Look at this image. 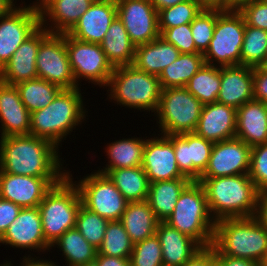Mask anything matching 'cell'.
<instances>
[{"instance_id":"6da1fadb","label":"cell","mask_w":267,"mask_h":266,"mask_svg":"<svg viewBox=\"0 0 267 266\" xmlns=\"http://www.w3.org/2000/svg\"><path fill=\"white\" fill-rule=\"evenodd\" d=\"M60 149L47 139L27 135L0 138V173L33 177H65ZM61 157V158H60Z\"/></svg>"},{"instance_id":"7a4b0ae2","label":"cell","mask_w":267,"mask_h":266,"mask_svg":"<svg viewBox=\"0 0 267 266\" xmlns=\"http://www.w3.org/2000/svg\"><path fill=\"white\" fill-rule=\"evenodd\" d=\"M83 93L81 87L63 89L48 106L33 111L29 134L47 139L60 149L68 135L89 119Z\"/></svg>"},{"instance_id":"3957f363","label":"cell","mask_w":267,"mask_h":266,"mask_svg":"<svg viewBox=\"0 0 267 266\" xmlns=\"http://www.w3.org/2000/svg\"><path fill=\"white\" fill-rule=\"evenodd\" d=\"M198 182L204 188L215 221L254 216L259 190L248 174L200 178Z\"/></svg>"},{"instance_id":"277c9868","label":"cell","mask_w":267,"mask_h":266,"mask_svg":"<svg viewBox=\"0 0 267 266\" xmlns=\"http://www.w3.org/2000/svg\"><path fill=\"white\" fill-rule=\"evenodd\" d=\"M104 88L108 101L120 108L146 114L151 111L150 117L158 110L162 91L158 76L140 71L133 65L115 67Z\"/></svg>"},{"instance_id":"5b68a950","label":"cell","mask_w":267,"mask_h":266,"mask_svg":"<svg viewBox=\"0 0 267 266\" xmlns=\"http://www.w3.org/2000/svg\"><path fill=\"white\" fill-rule=\"evenodd\" d=\"M212 245L223 255L262 264L267 254V230L253 216L220 219Z\"/></svg>"},{"instance_id":"8992f818","label":"cell","mask_w":267,"mask_h":266,"mask_svg":"<svg viewBox=\"0 0 267 266\" xmlns=\"http://www.w3.org/2000/svg\"><path fill=\"white\" fill-rule=\"evenodd\" d=\"M165 222L201 247L212 245L216 221L210 213L204 188L198 181H192L182 191L173 213Z\"/></svg>"},{"instance_id":"52a82bcc","label":"cell","mask_w":267,"mask_h":266,"mask_svg":"<svg viewBox=\"0 0 267 266\" xmlns=\"http://www.w3.org/2000/svg\"><path fill=\"white\" fill-rule=\"evenodd\" d=\"M81 205L79 189L68 175L47 192L38 208L44 238L50 246L64 232L75 227Z\"/></svg>"},{"instance_id":"ba28073f","label":"cell","mask_w":267,"mask_h":266,"mask_svg":"<svg viewBox=\"0 0 267 266\" xmlns=\"http://www.w3.org/2000/svg\"><path fill=\"white\" fill-rule=\"evenodd\" d=\"M203 104L185 87L162 89L153 120L163 135L194 132ZM156 117V118H155Z\"/></svg>"},{"instance_id":"9c48e42d","label":"cell","mask_w":267,"mask_h":266,"mask_svg":"<svg viewBox=\"0 0 267 266\" xmlns=\"http://www.w3.org/2000/svg\"><path fill=\"white\" fill-rule=\"evenodd\" d=\"M245 24L238 9L223 10L217 16L213 38L203 54L205 64L217 67L241 65Z\"/></svg>"},{"instance_id":"30bf717a","label":"cell","mask_w":267,"mask_h":266,"mask_svg":"<svg viewBox=\"0 0 267 266\" xmlns=\"http://www.w3.org/2000/svg\"><path fill=\"white\" fill-rule=\"evenodd\" d=\"M67 175L78 187L85 208L108 221L120 220L128 201L107 175L93 170L82 179L76 176L78 181L74 180L70 169L67 170Z\"/></svg>"},{"instance_id":"8fae6325","label":"cell","mask_w":267,"mask_h":266,"mask_svg":"<svg viewBox=\"0 0 267 266\" xmlns=\"http://www.w3.org/2000/svg\"><path fill=\"white\" fill-rule=\"evenodd\" d=\"M66 48L76 84L82 80L104 89L114 67L108 61L100 44L80 41L66 33Z\"/></svg>"},{"instance_id":"7c38bea8","label":"cell","mask_w":267,"mask_h":266,"mask_svg":"<svg viewBox=\"0 0 267 266\" xmlns=\"http://www.w3.org/2000/svg\"><path fill=\"white\" fill-rule=\"evenodd\" d=\"M38 78L62 89L79 87L71 69L66 48V33H50L41 43L36 58Z\"/></svg>"},{"instance_id":"4fadbf2b","label":"cell","mask_w":267,"mask_h":266,"mask_svg":"<svg viewBox=\"0 0 267 266\" xmlns=\"http://www.w3.org/2000/svg\"><path fill=\"white\" fill-rule=\"evenodd\" d=\"M1 245L25 250V252L28 250L27 254H24L25 256H35L33 254L35 252L39 256L46 252L50 254L51 246L44 238L39 208H22L16 219L11 222L7 231L0 238ZM30 251H33V253Z\"/></svg>"},{"instance_id":"5bb4252c","label":"cell","mask_w":267,"mask_h":266,"mask_svg":"<svg viewBox=\"0 0 267 266\" xmlns=\"http://www.w3.org/2000/svg\"><path fill=\"white\" fill-rule=\"evenodd\" d=\"M19 4L0 17V70L18 47L41 26L39 12L21 2Z\"/></svg>"},{"instance_id":"9a60e30c","label":"cell","mask_w":267,"mask_h":266,"mask_svg":"<svg viewBox=\"0 0 267 266\" xmlns=\"http://www.w3.org/2000/svg\"><path fill=\"white\" fill-rule=\"evenodd\" d=\"M116 4L117 16L135 46L160 36L158 11L149 0H116Z\"/></svg>"},{"instance_id":"2e32d148","label":"cell","mask_w":267,"mask_h":266,"mask_svg":"<svg viewBox=\"0 0 267 266\" xmlns=\"http://www.w3.org/2000/svg\"><path fill=\"white\" fill-rule=\"evenodd\" d=\"M141 166L147 175L149 183L187 178L178 168L172 144V135L158 134V132L156 134L155 131L150 137L148 135Z\"/></svg>"},{"instance_id":"e0dca14e","label":"cell","mask_w":267,"mask_h":266,"mask_svg":"<svg viewBox=\"0 0 267 266\" xmlns=\"http://www.w3.org/2000/svg\"><path fill=\"white\" fill-rule=\"evenodd\" d=\"M251 147L243 140L232 138L213 144L209 162L200 178H216L248 174Z\"/></svg>"},{"instance_id":"ac0fdd59","label":"cell","mask_w":267,"mask_h":266,"mask_svg":"<svg viewBox=\"0 0 267 266\" xmlns=\"http://www.w3.org/2000/svg\"><path fill=\"white\" fill-rule=\"evenodd\" d=\"M63 178L0 173V197L21 208L38 207L47 192Z\"/></svg>"},{"instance_id":"d6986e66","label":"cell","mask_w":267,"mask_h":266,"mask_svg":"<svg viewBox=\"0 0 267 266\" xmlns=\"http://www.w3.org/2000/svg\"><path fill=\"white\" fill-rule=\"evenodd\" d=\"M172 144L180 172L191 181H199L214 143L190 132L172 135Z\"/></svg>"},{"instance_id":"ffe728a7","label":"cell","mask_w":267,"mask_h":266,"mask_svg":"<svg viewBox=\"0 0 267 266\" xmlns=\"http://www.w3.org/2000/svg\"><path fill=\"white\" fill-rule=\"evenodd\" d=\"M50 32L40 26L14 52L0 70V81L10 85L38 78L36 58L40 43Z\"/></svg>"},{"instance_id":"44dd1931","label":"cell","mask_w":267,"mask_h":266,"mask_svg":"<svg viewBox=\"0 0 267 266\" xmlns=\"http://www.w3.org/2000/svg\"><path fill=\"white\" fill-rule=\"evenodd\" d=\"M237 109L219 102L203 105L194 131L213 143L235 138Z\"/></svg>"},{"instance_id":"7402d4cb","label":"cell","mask_w":267,"mask_h":266,"mask_svg":"<svg viewBox=\"0 0 267 266\" xmlns=\"http://www.w3.org/2000/svg\"><path fill=\"white\" fill-rule=\"evenodd\" d=\"M30 119L16 85L0 81V138L29 134Z\"/></svg>"},{"instance_id":"603a6c76","label":"cell","mask_w":267,"mask_h":266,"mask_svg":"<svg viewBox=\"0 0 267 266\" xmlns=\"http://www.w3.org/2000/svg\"><path fill=\"white\" fill-rule=\"evenodd\" d=\"M116 16V0L92 3L68 34L80 41L101 44Z\"/></svg>"},{"instance_id":"cb8c5ba5","label":"cell","mask_w":267,"mask_h":266,"mask_svg":"<svg viewBox=\"0 0 267 266\" xmlns=\"http://www.w3.org/2000/svg\"><path fill=\"white\" fill-rule=\"evenodd\" d=\"M253 67H221V84L217 102L238 109L253 100Z\"/></svg>"},{"instance_id":"d4e9b609","label":"cell","mask_w":267,"mask_h":266,"mask_svg":"<svg viewBox=\"0 0 267 266\" xmlns=\"http://www.w3.org/2000/svg\"><path fill=\"white\" fill-rule=\"evenodd\" d=\"M89 0H51L40 11V24L50 33H68L91 6Z\"/></svg>"},{"instance_id":"484cf974","label":"cell","mask_w":267,"mask_h":266,"mask_svg":"<svg viewBox=\"0 0 267 266\" xmlns=\"http://www.w3.org/2000/svg\"><path fill=\"white\" fill-rule=\"evenodd\" d=\"M235 137L249 147L267 143V103L251 100L237 109Z\"/></svg>"},{"instance_id":"4316f807","label":"cell","mask_w":267,"mask_h":266,"mask_svg":"<svg viewBox=\"0 0 267 266\" xmlns=\"http://www.w3.org/2000/svg\"><path fill=\"white\" fill-rule=\"evenodd\" d=\"M156 235L160 240L164 266H182L201 248L191 237L166 222L158 223Z\"/></svg>"},{"instance_id":"83f0119b","label":"cell","mask_w":267,"mask_h":266,"mask_svg":"<svg viewBox=\"0 0 267 266\" xmlns=\"http://www.w3.org/2000/svg\"><path fill=\"white\" fill-rule=\"evenodd\" d=\"M142 136H131L129 138H122L107 143L103 148L106 156V165L98 166V173L105 174L108 170L120 169V168H133L142 165L143 152L146 144V139Z\"/></svg>"},{"instance_id":"f1b7e54d","label":"cell","mask_w":267,"mask_h":266,"mask_svg":"<svg viewBox=\"0 0 267 266\" xmlns=\"http://www.w3.org/2000/svg\"><path fill=\"white\" fill-rule=\"evenodd\" d=\"M180 54L173 44L159 36L149 43L135 46L132 65L140 71L159 76Z\"/></svg>"},{"instance_id":"f546056e","label":"cell","mask_w":267,"mask_h":266,"mask_svg":"<svg viewBox=\"0 0 267 266\" xmlns=\"http://www.w3.org/2000/svg\"><path fill=\"white\" fill-rule=\"evenodd\" d=\"M191 182L188 178H178L149 183L147 202L159 222L171 216L180 194Z\"/></svg>"},{"instance_id":"4dcf8cb0","label":"cell","mask_w":267,"mask_h":266,"mask_svg":"<svg viewBox=\"0 0 267 266\" xmlns=\"http://www.w3.org/2000/svg\"><path fill=\"white\" fill-rule=\"evenodd\" d=\"M119 221L133 244L153 236L159 223L147 200L128 202Z\"/></svg>"},{"instance_id":"1f68e13d","label":"cell","mask_w":267,"mask_h":266,"mask_svg":"<svg viewBox=\"0 0 267 266\" xmlns=\"http://www.w3.org/2000/svg\"><path fill=\"white\" fill-rule=\"evenodd\" d=\"M62 252L60 255L65 260L63 266H86L95 261L97 249L86 241L83 235L74 227L64 232L52 245L54 249Z\"/></svg>"},{"instance_id":"d6a6232c","label":"cell","mask_w":267,"mask_h":266,"mask_svg":"<svg viewBox=\"0 0 267 266\" xmlns=\"http://www.w3.org/2000/svg\"><path fill=\"white\" fill-rule=\"evenodd\" d=\"M100 45L114 68L132 65L135 45L130 41L129 35L118 16L112 21Z\"/></svg>"},{"instance_id":"836d02e7","label":"cell","mask_w":267,"mask_h":266,"mask_svg":"<svg viewBox=\"0 0 267 266\" xmlns=\"http://www.w3.org/2000/svg\"><path fill=\"white\" fill-rule=\"evenodd\" d=\"M105 175L128 202L147 200L149 181L142 166L108 170Z\"/></svg>"},{"instance_id":"e575fe53","label":"cell","mask_w":267,"mask_h":266,"mask_svg":"<svg viewBox=\"0 0 267 266\" xmlns=\"http://www.w3.org/2000/svg\"><path fill=\"white\" fill-rule=\"evenodd\" d=\"M204 64L202 53H181L158 76L161 88L185 87Z\"/></svg>"},{"instance_id":"d590c367","label":"cell","mask_w":267,"mask_h":266,"mask_svg":"<svg viewBox=\"0 0 267 266\" xmlns=\"http://www.w3.org/2000/svg\"><path fill=\"white\" fill-rule=\"evenodd\" d=\"M16 87L22 103L30 113L48 106L63 90L58 85L41 78L17 83Z\"/></svg>"},{"instance_id":"8d00e7d4","label":"cell","mask_w":267,"mask_h":266,"mask_svg":"<svg viewBox=\"0 0 267 266\" xmlns=\"http://www.w3.org/2000/svg\"><path fill=\"white\" fill-rule=\"evenodd\" d=\"M221 84V67L204 64L185 88L203 105L217 102Z\"/></svg>"},{"instance_id":"74e56055","label":"cell","mask_w":267,"mask_h":266,"mask_svg":"<svg viewBox=\"0 0 267 266\" xmlns=\"http://www.w3.org/2000/svg\"><path fill=\"white\" fill-rule=\"evenodd\" d=\"M133 243L120 221H109L104 239L97 254L119 258H130Z\"/></svg>"},{"instance_id":"f35d334b","label":"cell","mask_w":267,"mask_h":266,"mask_svg":"<svg viewBox=\"0 0 267 266\" xmlns=\"http://www.w3.org/2000/svg\"><path fill=\"white\" fill-rule=\"evenodd\" d=\"M267 57V31L245 24L241 65L259 67Z\"/></svg>"},{"instance_id":"ab89813d","label":"cell","mask_w":267,"mask_h":266,"mask_svg":"<svg viewBox=\"0 0 267 266\" xmlns=\"http://www.w3.org/2000/svg\"><path fill=\"white\" fill-rule=\"evenodd\" d=\"M204 8L196 0H186L158 11L159 30L191 23Z\"/></svg>"},{"instance_id":"60d3db41","label":"cell","mask_w":267,"mask_h":266,"mask_svg":"<svg viewBox=\"0 0 267 266\" xmlns=\"http://www.w3.org/2000/svg\"><path fill=\"white\" fill-rule=\"evenodd\" d=\"M108 220L91 212L81 205L76 218L75 228L95 249L101 246L104 239Z\"/></svg>"},{"instance_id":"b9f144b4","label":"cell","mask_w":267,"mask_h":266,"mask_svg":"<svg viewBox=\"0 0 267 266\" xmlns=\"http://www.w3.org/2000/svg\"><path fill=\"white\" fill-rule=\"evenodd\" d=\"M222 9L204 8L198 16L190 23L192 37L199 53L204 54L213 38L217 16Z\"/></svg>"},{"instance_id":"7bdbcfd3","label":"cell","mask_w":267,"mask_h":266,"mask_svg":"<svg viewBox=\"0 0 267 266\" xmlns=\"http://www.w3.org/2000/svg\"><path fill=\"white\" fill-rule=\"evenodd\" d=\"M130 266H163L161 244L156 233L133 244Z\"/></svg>"},{"instance_id":"ee69618b","label":"cell","mask_w":267,"mask_h":266,"mask_svg":"<svg viewBox=\"0 0 267 266\" xmlns=\"http://www.w3.org/2000/svg\"><path fill=\"white\" fill-rule=\"evenodd\" d=\"M248 176L259 191L267 190V143L251 147Z\"/></svg>"},{"instance_id":"f6af8a7d","label":"cell","mask_w":267,"mask_h":266,"mask_svg":"<svg viewBox=\"0 0 267 266\" xmlns=\"http://www.w3.org/2000/svg\"><path fill=\"white\" fill-rule=\"evenodd\" d=\"M160 37L173 44L180 53H199L192 37L190 23L182 24L166 30H159Z\"/></svg>"},{"instance_id":"bcb514c9","label":"cell","mask_w":267,"mask_h":266,"mask_svg":"<svg viewBox=\"0 0 267 266\" xmlns=\"http://www.w3.org/2000/svg\"><path fill=\"white\" fill-rule=\"evenodd\" d=\"M238 11L243 15L246 25L267 31V0H248Z\"/></svg>"},{"instance_id":"7dc6e473","label":"cell","mask_w":267,"mask_h":266,"mask_svg":"<svg viewBox=\"0 0 267 266\" xmlns=\"http://www.w3.org/2000/svg\"><path fill=\"white\" fill-rule=\"evenodd\" d=\"M22 208L15 203L0 197V238L7 231Z\"/></svg>"},{"instance_id":"c3c4849f","label":"cell","mask_w":267,"mask_h":266,"mask_svg":"<svg viewBox=\"0 0 267 266\" xmlns=\"http://www.w3.org/2000/svg\"><path fill=\"white\" fill-rule=\"evenodd\" d=\"M182 266H216V253L213 245L201 247Z\"/></svg>"},{"instance_id":"681fc988","label":"cell","mask_w":267,"mask_h":266,"mask_svg":"<svg viewBox=\"0 0 267 266\" xmlns=\"http://www.w3.org/2000/svg\"><path fill=\"white\" fill-rule=\"evenodd\" d=\"M253 98L267 103V73L260 67L253 68Z\"/></svg>"},{"instance_id":"f907efd6","label":"cell","mask_w":267,"mask_h":266,"mask_svg":"<svg viewBox=\"0 0 267 266\" xmlns=\"http://www.w3.org/2000/svg\"><path fill=\"white\" fill-rule=\"evenodd\" d=\"M23 258L20 257V263H15L14 260L8 258V260H3V263L1 262L0 265L1 266H61L59 262H57L56 260H52L43 258V256H22ZM41 257V258H40ZM13 262V263H12ZM15 263V264H14ZM18 264V265H17ZM59 264V265H58Z\"/></svg>"},{"instance_id":"816d5d0a","label":"cell","mask_w":267,"mask_h":266,"mask_svg":"<svg viewBox=\"0 0 267 266\" xmlns=\"http://www.w3.org/2000/svg\"><path fill=\"white\" fill-rule=\"evenodd\" d=\"M253 217L264 229L267 230V190L259 191L256 210Z\"/></svg>"},{"instance_id":"f5cc1de1","label":"cell","mask_w":267,"mask_h":266,"mask_svg":"<svg viewBox=\"0 0 267 266\" xmlns=\"http://www.w3.org/2000/svg\"><path fill=\"white\" fill-rule=\"evenodd\" d=\"M216 266H262L261 264L248 259L234 258L221 254L216 248Z\"/></svg>"},{"instance_id":"db71d44e","label":"cell","mask_w":267,"mask_h":266,"mask_svg":"<svg viewBox=\"0 0 267 266\" xmlns=\"http://www.w3.org/2000/svg\"><path fill=\"white\" fill-rule=\"evenodd\" d=\"M94 266H130V258H119L97 254Z\"/></svg>"},{"instance_id":"11a10c76","label":"cell","mask_w":267,"mask_h":266,"mask_svg":"<svg viewBox=\"0 0 267 266\" xmlns=\"http://www.w3.org/2000/svg\"><path fill=\"white\" fill-rule=\"evenodd\" d=\"M157 11L164 8L172 7L178 3L184 2L186 0H149Z\"/></svg>"},{"instance_id":"9f6ffc18","label":"cell","mask_w":267,"mask_h":266,"mask_svg":"<svg viewBox=\"0 0 267 266\" xmlns=\"http://www.w3.org/2000/svg\"><path fill=\"white\" fill-rule=\"evenodd\" d=\"M203 8L224 10V0H196Z\"/></svg>"},{"instance_id":"6f0895ef","label":"cell","mask_w":267,"mask_h":266,"mask_svg":"<svg viewBox=\"0 0 267 266\" xmlns=\"http://www.w3.org/2000/svg\"><path fill=\"white\" fill-rule=\"evenodd\" d=\"M19 0H0V17L4 16Z\"/></svg>"},{"instance_id":"680465c9","label":"cell","mask_w":267,"mask_h":266,"mask_svg":"<svg viewBox=\"0 0 267 266\" xmlns=\"http://www.w3.org/2000/svg\"><path fill=\"white\" fill-rule=\"evenodd\" d=\"M51 0H35L32 3L30 2V4L28 3V5L26 4V2L21 0V3L25 6H28L30 9L35 10V11H40L46 4H48Z\"/></svg>"},{"instance_id":"91938a15","label":"cell","mask_w":267,"mask_h":266,"mask_svg":"<svg viewBox=\"0 0 267 266\" xmlns=\"http://www.w3.org/2000/svg\"><path fill=\"white\" fill-rule=\"evenodd\" d=\"M248 0H224V10L238 9L242 4Z\"/></svg>"},{"instance_id":"94428289","label":"cell","mask_w":267,"mask_h":266,"mask_svg":"<svg viewBox=\"0 0 267 266\" xmlns=\"http://www.w3.org/2000/svg\"><path fill=\"white\" fill-rule=\"evenodd\" d=\"M264 72L267 73V57L265 58L264 62L259 66Z\"/></svg>"},{"instance_id":"6125c7cd","label":"cell","mask_w":267,"mask_h":266,"mask_svg":"<svg viewBox=\"0 0 267 266\" xmlns=\"http://www.w3.org/2000/svg\"><path fill=\"white\" fill-rule=\"evenodd\" d=\"M91 3H100V2H108L113 0H89Z\"/></svg>"},{"instance_id":"be15d7a7","label":"cell","mask_w":267,"mask_h":266,"mask_svg":"<svg viewBox=\"0 0 267 266\" xmlns=\"http://www.w3.org/2000/svg\"><path fill=\"white\" fill-rule=\"evenodd\" d=\"M261 265L262 266H267V254H266V257H265V259H264V261H263V263Z\"/></svg>"}]
</instances>
